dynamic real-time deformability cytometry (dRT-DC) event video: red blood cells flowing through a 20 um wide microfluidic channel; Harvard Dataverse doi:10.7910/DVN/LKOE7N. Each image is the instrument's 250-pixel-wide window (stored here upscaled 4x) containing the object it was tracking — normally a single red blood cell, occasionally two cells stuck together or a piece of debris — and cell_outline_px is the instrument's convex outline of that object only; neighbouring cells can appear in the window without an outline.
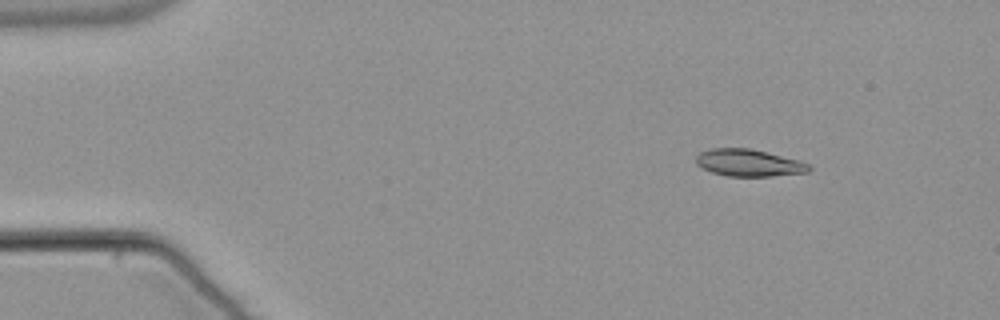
{"species": "common noctule bat (a hibernating species)", "species_latin": "Nyctalus noctula", "temperature_condition": "warm", "stored_images_in_passage": 48, "camera_frame_rate_fps": 3000, "um_per_image_px": 0.085, "animal": {"sex": "male", "body_mass_g": 21.5, "forearm_length_mm": 52.0}, "frame": {"image": 1, "passage_image": 1, "time_ms": 0.0, "image_size_px": [1000, 320], "cell_outline_px": [[812, 168], [808, 172], [772, 176], [728, 176], [712, 172], [696, 164], [696, 156], [700, 152], [712, 148], [748, 148], [768, 152], [796, 160], [808, 164]], "centroid_in_image_um": [63.63, 13.84], "position_along_channel_um": 21.4, "area_um2": 17.63}}
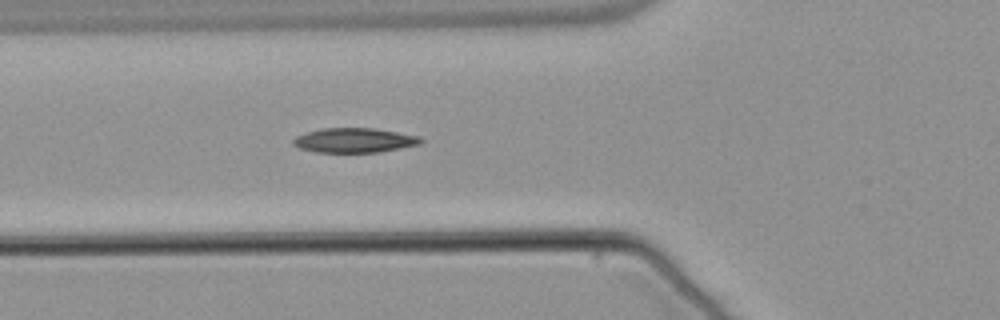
{"frame": {"image": 2, "passage_image": 14, "time_ms": 4.333, "image_size_px": [1000, 320], "cell_outline_px": [[424, 140], [420, 144], [400, 148], [376, 152], [316, 152], [300, 148], [292, 144], [292, 140], [296, 136], [320, 128], [376, 128], [420, 136]], "centroid_in_image_um": [30.13, 11.92], "position_along_channel_um": 95.7, "area_um2": 18.26}}
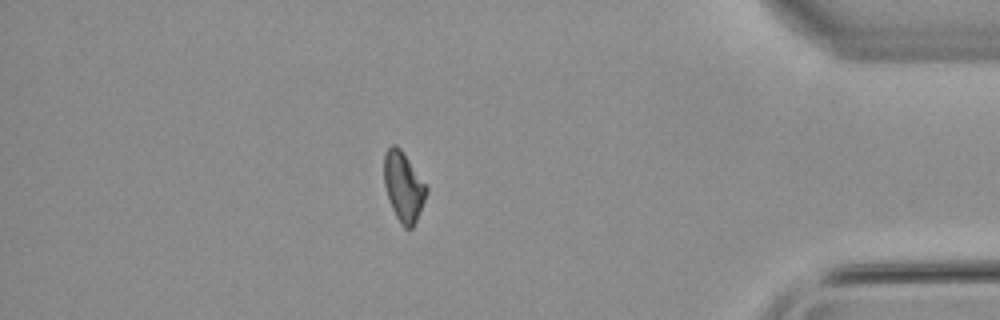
{"frame": {"image": 3, "passage_image": 41, "time_ms": 13.333, "image_size_px": [1000, 320], "cell_outline_px": [[428, 192], [416, 220], [412, 228], [404, 228], [400, 224], [392, 208], [384, 184], [384, 152], [392, 144], [396, 144], [400, 148], [428, 188]], "centroid_in_image_um": [34.29, 15.86], "position_along_channel_um": 400.9, "area_um2": 16.94}, "authors_computed_cell_mechanics": {"area_um2": 17.8891, "velocity_mm_per_s": 3.8174, "shape_relaxation_time_tau1_ms": null, "shape_relaxation_time_tau2_ms": 8.3595, "deformation_change_tau1": null, "deformation_change_tau2": 0.1446}}